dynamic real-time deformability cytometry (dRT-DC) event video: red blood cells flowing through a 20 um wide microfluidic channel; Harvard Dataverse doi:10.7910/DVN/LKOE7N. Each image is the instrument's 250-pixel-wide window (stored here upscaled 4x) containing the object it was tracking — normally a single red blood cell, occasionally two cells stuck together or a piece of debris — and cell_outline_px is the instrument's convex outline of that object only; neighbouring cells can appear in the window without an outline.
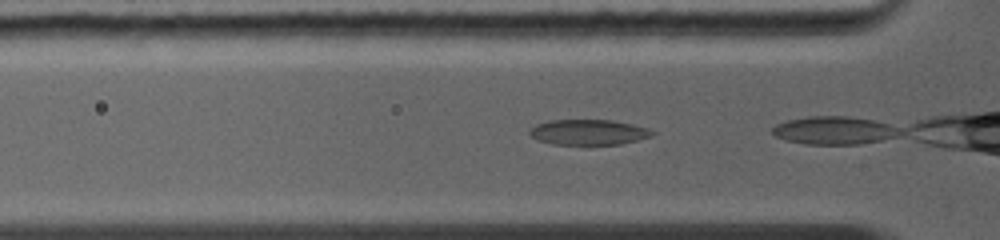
{"species": "common noctule bat (a hibernating species)", "species_latin": "Nyctalus noctula", "temperature_condition": "warm", "stored_images_in_passage": 4, "camera_frame_rate_fps": 5000, "um_per_image_px": 0.085, "animal": {"sex": "female", "body_mass_g": 19.0, "forearm_length_mm": 56.7}, "frame": {"image": 1, "passage_image": 2, "time_ms": 0.4, "image_size_px": [1000, 240], "cell_outline_px": [[656, 132], [652, 136], [620, 144], [552, 144], [536, 140], [528, 132], [536, 124], [548, 120], [612, 120], [632, 124], [648, 128]], "centroid_in_image_um": [50.01, 11.23], "position_along_channel_um": 75.8, "area_um2": 18.09}}